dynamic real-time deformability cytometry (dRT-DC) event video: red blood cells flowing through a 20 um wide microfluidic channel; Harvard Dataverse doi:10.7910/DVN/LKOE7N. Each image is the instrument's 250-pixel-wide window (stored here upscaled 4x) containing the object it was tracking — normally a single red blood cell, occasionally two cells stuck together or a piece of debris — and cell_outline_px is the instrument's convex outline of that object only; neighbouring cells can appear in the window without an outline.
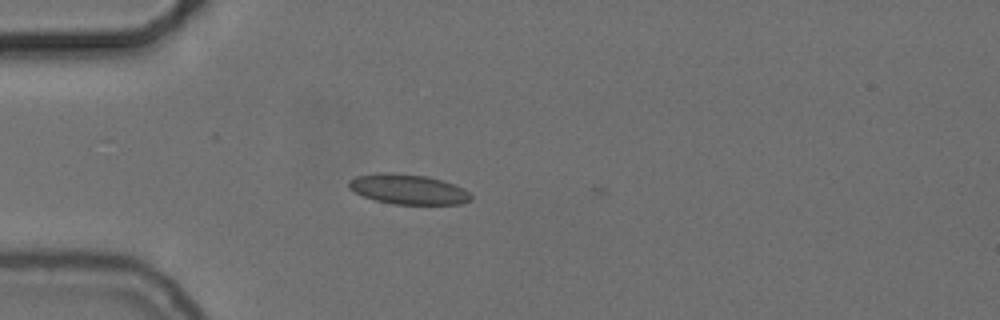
{"species": "common noctule bat (a hibernating species)", "species_latin": "Nyctalus noctula", "temperature_condition": "cold", "stored_images_in_passage": 2, "camera_frame_rate_fps": 3000, "um_per_image_px": 0.085, "animal": {"sex": "female", "body_mass_g": 24.6, "forearm_length_mm": 56.2}, "frame": {"image": 1, "passage_image": 1, "time_ms": 0.0, "image_size_px": [1000, 320], "cell_outline_px": [[472, 200], [460, 204], [396, 204], [376, 200], [364, 196], [348, 188], [348, 180], [356, 176], [376, 172], [392, 172], [424, 176], [440, 180], [464, 188], [472, 196]], "centroid_in_image_um": [34.67, 16.08], "position_along_channel_um": 50.3, "area_um2": 21.27}}